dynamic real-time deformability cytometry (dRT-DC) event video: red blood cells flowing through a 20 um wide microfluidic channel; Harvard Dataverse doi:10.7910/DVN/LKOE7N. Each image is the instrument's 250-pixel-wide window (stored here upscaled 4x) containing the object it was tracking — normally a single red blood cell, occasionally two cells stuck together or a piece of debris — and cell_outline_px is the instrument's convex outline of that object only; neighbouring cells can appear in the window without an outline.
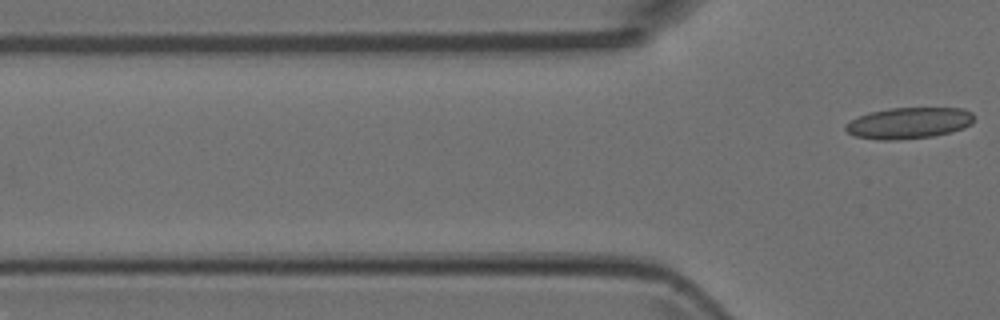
{"species": "Egyptian fruit bat (a non-hibernating species)", "species_latin": "Rousettus aegyptiacus", "temperature_condition": "room temperature", "stored_images_in_passage": 5, "camera_frame_rate_fps": 3000, "um_per_image_px": 0.085, "animal": {"sex": "female"}, "frame": {"image": 1, "passage_image": 5, "time_ms": 1.333, "image_size_px": [1000, 320], "cell_outline_px": [[976, 116], [972, 124], [964, 128], [952, 132], [932, 136], [896, 140], [876, 140], [856, 136], [848, 132], [844, 128], [844, 124], [860, 116], [872, 112], [892, 108], [964, 108], [972, 112]], "centroid_in_image_um": [77.31, 10.46], "position_along_channel_um": 48.5, "area_um2": 23.47}}